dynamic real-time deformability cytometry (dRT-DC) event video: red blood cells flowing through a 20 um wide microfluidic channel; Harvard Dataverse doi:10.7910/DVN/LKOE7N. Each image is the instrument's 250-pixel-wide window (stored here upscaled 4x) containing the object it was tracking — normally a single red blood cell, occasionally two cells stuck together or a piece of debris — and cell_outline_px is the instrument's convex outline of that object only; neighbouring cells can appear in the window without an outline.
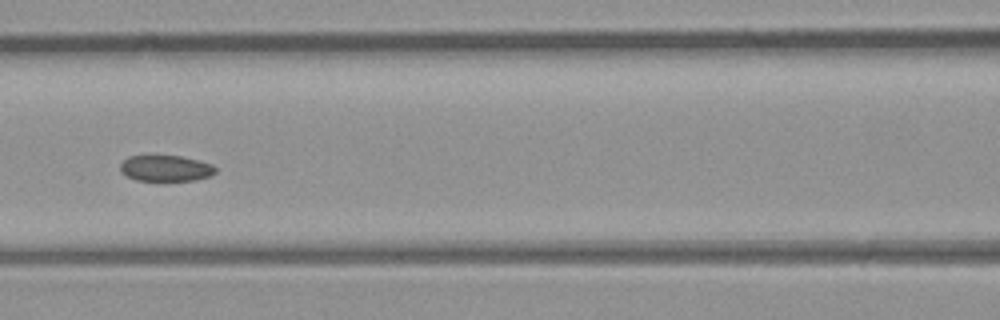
{"species": "common noctule bat (a hibernating species)", "species_latin": "Nyctalus noctula", "temperature_condition": "room temperature", "stored_images_in_passage": 39, "camera_frame_rate_fps": 3000, "um_per_image_px": 0.085, "animal": {"sex": "male", "body_mass_g": 23.1, "forearm_length_mm": 52.7}, "frame": {"image": 1, "passage_image": 12, "time_ms": 3.667, "image_size_px": [1000, 320], "cell_outline_px": [[216, 172], [208, 176], [196, 180], [136, 180], [120, 172], [120, 164], [128, 156], [180, 156], [212, 164], [216, 168]], "centroid_in_image_um": [14.07, 14.3], "position_along_channel_um": 152.5, "area_um2": 14.22}}
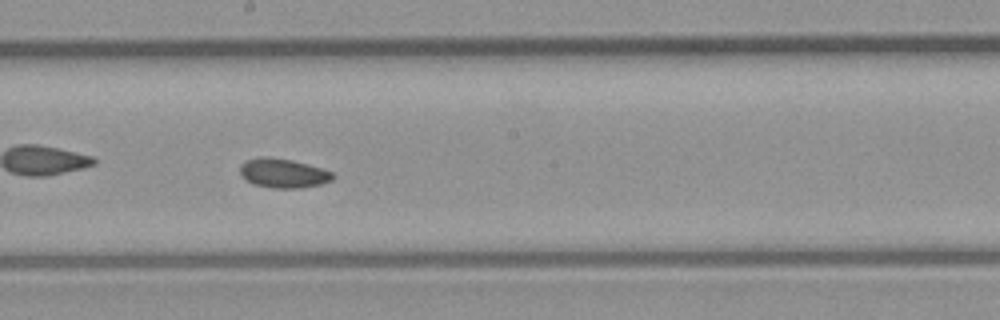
{"frame": {"image": 2, "passage_image": 17, "time_ms": 5.333, "image_size_px": [1000, 320], "cell_outline_px": [[336, 176], [332, 180], [320, 184], [300, 188], [272, 188], [252, 184], [240, 172], [240, 164], [244, 160], [260, 156], [264, 156], [292, 160], [324, 168], [332, 172]], "centroid_in_image_um": [24.08, 14.71], "position_along_channel_um": 224.1, "area_um2": 15.95}}
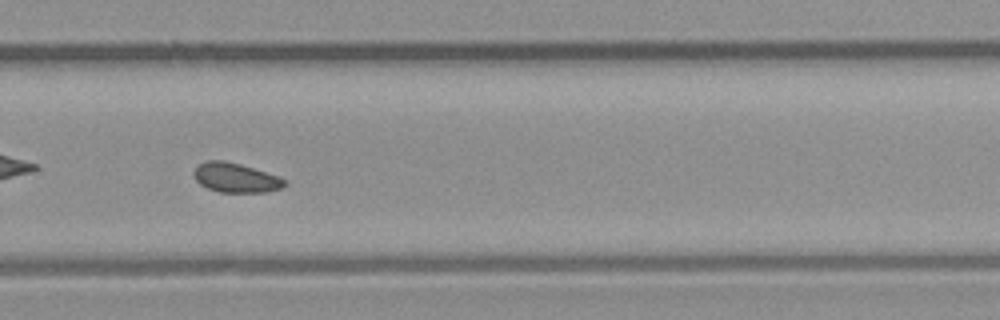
{"frame": {"image": 3, "passage_image": 23, "time_ms": 7.333, "image_size_px": [1000, 320], "cell_outline_px": [[288, 184], [280, 188], [268, 192], [220, 192], [208, 188], [200, 184], [196, 180], [192, 172], [196, 164], [204, 160], [224, 160], [240, 164], [288, 180]], "centroid_in_image_um": [19.99, 15.1], "position_along_channel_um": 309.8, "area_um2": 15.66}, "authors_computed_cell_mechanics": {"area_um2": 15.7216, "velocity_mm_per_s": 4.2997, "shape_relaxation_time_tau1_ms": null, "shape_relaxation_time_tau2_ms": 2.7813, "deformation_change_tau1": null, "deformation_change_tau2": 0.0569}}